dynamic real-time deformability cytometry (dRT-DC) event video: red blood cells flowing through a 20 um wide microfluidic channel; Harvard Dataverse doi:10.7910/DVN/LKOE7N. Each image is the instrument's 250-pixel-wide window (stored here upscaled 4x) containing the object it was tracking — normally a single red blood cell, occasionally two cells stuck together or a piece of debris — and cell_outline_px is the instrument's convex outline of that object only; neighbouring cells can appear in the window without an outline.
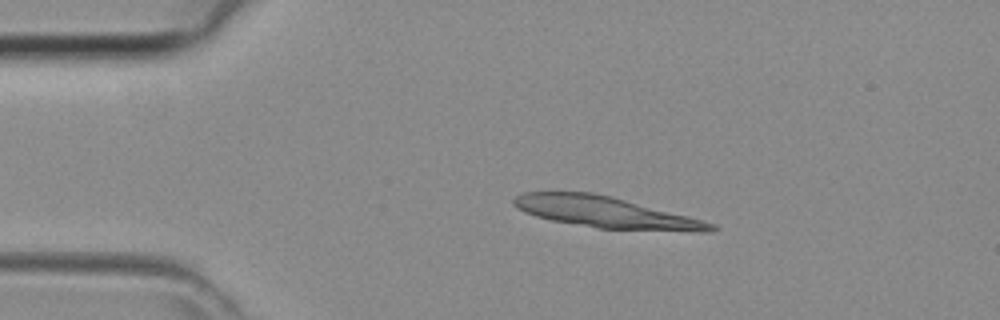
{"species": "common noctule bat (a hibernating species)", "species_latin": "Nyctalus noctula", "temperature_condition": "room temperature", "stored_images_in_passage": 37, "segment_of_instrument_passage": [1, 2], "camera_frame_rate_fps": 3000, "um_per_image_px": 0.085, "animal": {"sex": "female", "body_mass_g": 29.2, "forearm_length_mm": 56.3}, "frame": {"image": 1, "passage_image": 4, "time_ms": 1.0, "image_size_px": [1000, 320], "cell_outline_px": [[720, 228], [712, 232], [700, 232], [596, 228], [552, 220], [536, 216], [524, 212], [516, 208], [512, 204], [512, 200], [516, 196], [524, 192], [592, 192], [704, 220], [716, 224]], "centroid_in_image_um": [51.51, 18.06], "position_along_channel_um": 33.5, "area_um2": 35.55}}